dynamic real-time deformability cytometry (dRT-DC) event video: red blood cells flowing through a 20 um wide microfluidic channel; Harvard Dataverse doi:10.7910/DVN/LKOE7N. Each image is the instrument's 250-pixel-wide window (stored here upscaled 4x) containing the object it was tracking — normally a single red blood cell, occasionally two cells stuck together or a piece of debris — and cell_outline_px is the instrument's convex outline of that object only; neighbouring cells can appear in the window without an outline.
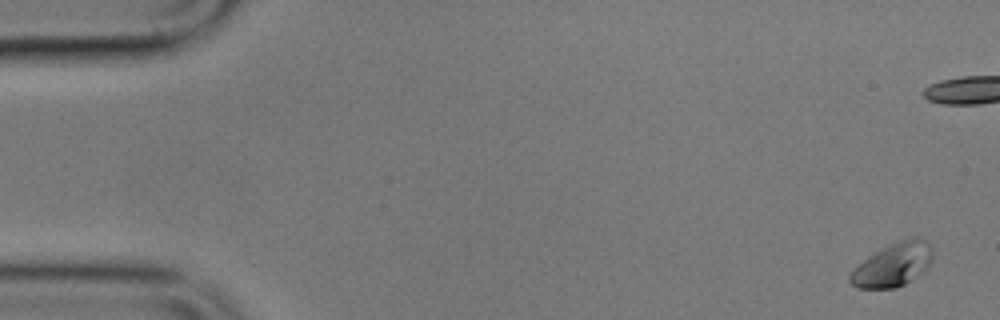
{"species": "common noctule bat (a hibernating species)", "species_latin": "Nyctalus noctula", "temperature_condition": "cold", "stored_images_in_passage": 5, "camera_frame_rate_fps": 3000, "um_per_image_px": 0.085, "animal": {"sex": "male", "body_mass_g": 17.9}, "frame": {"image": 1, "passage_image": 1, "time_ms": 0.0, "image_size_px": [1000, 320], "cell_outline_px": [[932, 260], [928, 268], [924, 272], [904, 284], [896, 288], [856, 288], [848, 280], [848, 276], [868, 256], [880, 248], [888, 244], [900, 240], [916, 236], [928, 240], [932, 248]], "centroid_in_image_um": [75.94, 22.48], "position_along_channel_um": 9.1, "area_um2": 21.1}}
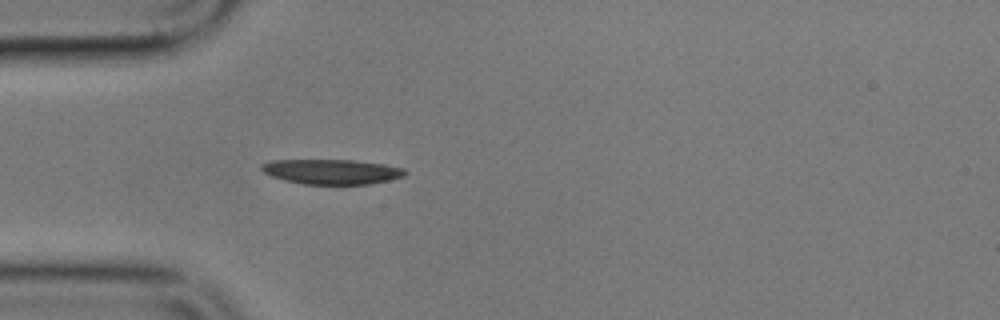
{"frame": {"image": 2, "passage_image": 5, "time_ms": 7.0, "image_size_px": [1000, 320], "cell_outline_px": [[408, 172], [404, 176], [388, 180], [368, 184], [300, 184], [284, 180], [272, 176], [264, 172], [260, 168], [260, 164], [272, 160], [352, 160], [384, 164], [404, 168]], "centroid_in_image_um": [28.18, 14.59], "position_along_channel_um": 56.8, "area_um2": 20.87}}